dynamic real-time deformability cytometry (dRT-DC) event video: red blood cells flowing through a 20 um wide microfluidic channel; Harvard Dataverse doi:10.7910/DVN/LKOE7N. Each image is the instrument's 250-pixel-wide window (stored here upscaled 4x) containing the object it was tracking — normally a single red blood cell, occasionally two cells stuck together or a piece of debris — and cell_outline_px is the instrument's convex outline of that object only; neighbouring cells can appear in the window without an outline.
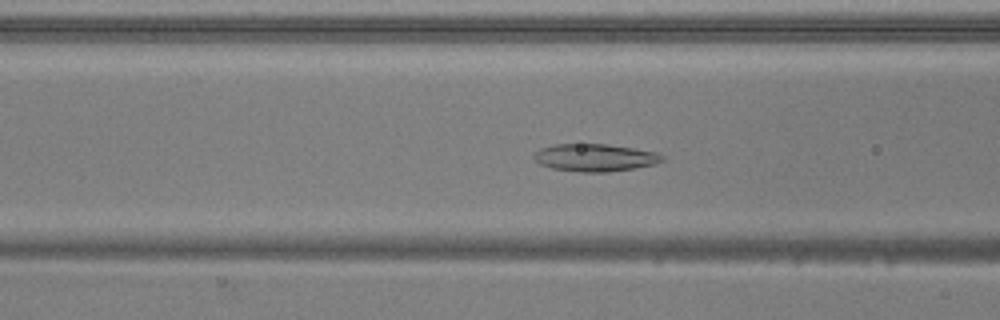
{"species": "common noctule bat (a hibernating species)", "species_latin": "Nyctalus noctula", "temperature_condition": "warm", "stored_images_in_passage": 52, "camera_frame_rate_fps": 3000, "um_per_image_px": 0.085, "animal": {"sex": "male", "body_mass_g": 20.5, "forearm_length_mm": 52.5}, "frame": {"image": 1, "passage_image": 21, "time_ms": 6.667, "image_size_px": [1000, 320], "cell_outline_px": [[664, 160], [656, 164], [608, 172], [580, 172], [552, 168], [540, 164], [532, 156], [540, 148], [552, 144], [608, 144], [656, 152], [664, 156]], "centroid_in_image_um": [50.56, 13.39], "position_along_channel_um": 116.0, "area_um2": 20.52}}
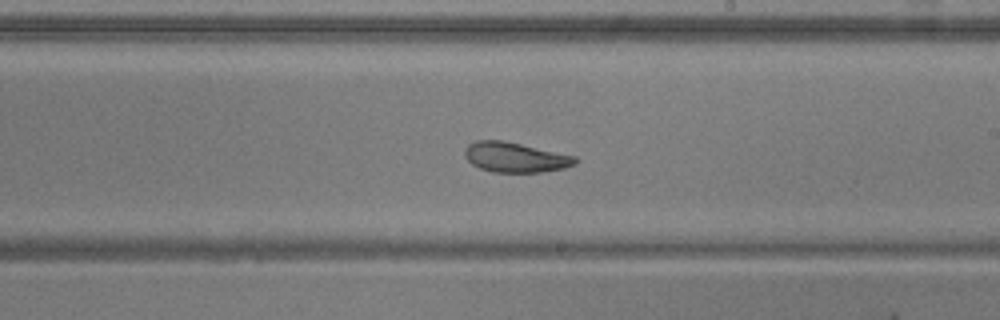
{"frame": {"image": 2, "passage_image": 31, "time_ms": 10.0, "image_size_px": [1000, 320], "cell_outline_px": [[580, 160], [576, 164], [564, 168], [544, 172], [492, 172], [480, 168], [472, 164], [464, 156], [464, 148], [468, 144], [476, 140], [504, 140], [576, 156]], "centroid_in_image_um": [43.81, 13.36], "position_along_channel_um": 245.2, "area_um2": 19.54}}
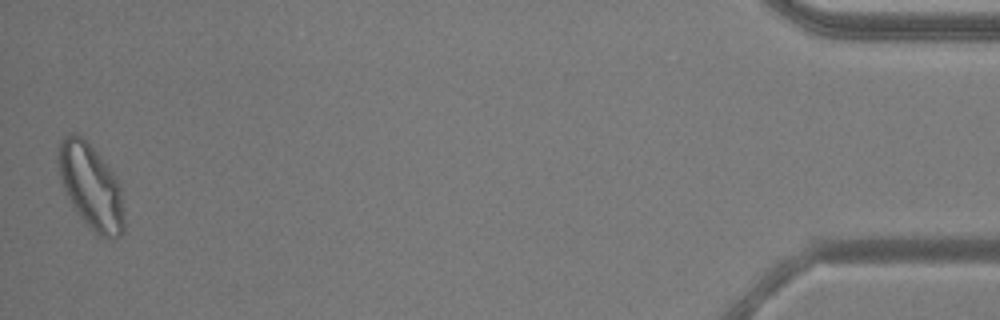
{"frame": {"image": 3, "passage_image": 52, "time_ms": 17.0, "image_size_px": [1000, 320], "cell_outline_px": [[124, 232], [116, 240], [96, 236], [72, 208], [60, 176], [56, 160], [56, 156], [60, 140], [64, 136], [72, 132], [80, 136], [96, 152], [112, 172], [120, 184], [124, 216]], "centroid_in_image_um": [7.72, 15.92], "position_along_channel_um": 427.5, "area_um2": 32.83}, "authors_computed_cell_mechanics": {"area_um2": 23.7269, "velocity_mm_per_s": 3.8824, "shape_relaxation_time_tau1_ms": 6.6338, "shape_relaxation_time_tau2_ms": 5.1168, "deformation_change_tau1": 0.1395, "deformation_change_tau2": 0.1046}}